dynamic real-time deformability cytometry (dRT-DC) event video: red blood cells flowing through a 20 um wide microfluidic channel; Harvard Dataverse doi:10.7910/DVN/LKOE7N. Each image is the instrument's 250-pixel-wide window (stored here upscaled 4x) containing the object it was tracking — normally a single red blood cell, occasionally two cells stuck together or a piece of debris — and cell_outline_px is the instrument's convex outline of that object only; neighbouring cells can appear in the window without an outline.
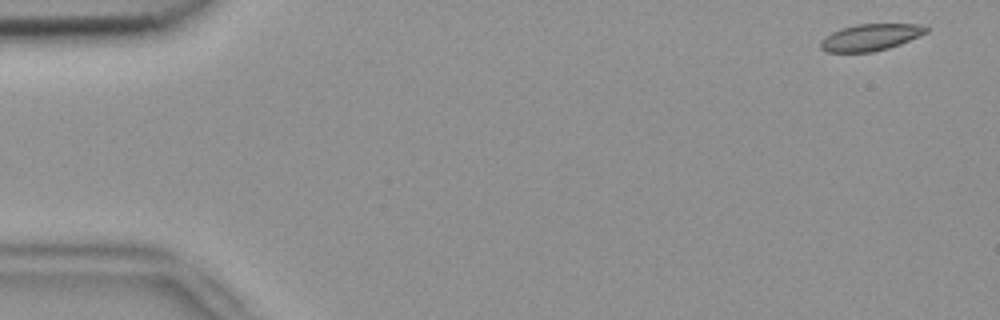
{"species": "common noctule bat (a hibernating species)", "species_latin": "Nyctalus noctula", "temperature_condition": "room temperature", "stored_images_in_passage": 6, "camera_frame_rate_fps": 3000, "um_per_image_px": 0.085, "animal": {"sex": "female", "body_mass_g": 18.4}, "frame": {"image": 1, "passage_image": 1, "time_ms": 0.0, "image_size_px": [1000, 320], "cell_outline_px": [[928, 32], [900, 44], [888, 48], [872, 52], [828, 52], [820, 48], [820, 40], [824, 36], [840, 28], [856, 24], [920, 24], [928, 28]], "centroid_in_image_um": [73.96, 3.17], "position_along_channel_um": 11.0, "area_um2": 16.47}}
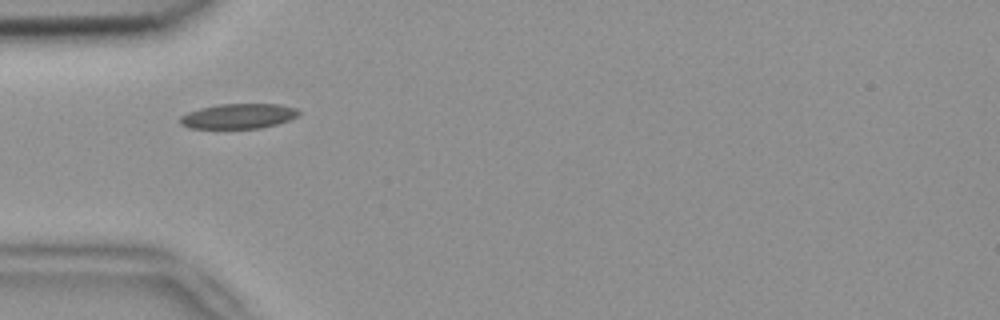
{"frame": {"image": 2, "passage_image": 5, "time_ms": 1.333, "image_size_px": [1000, 320], "cell_outline_px": [[300, 112], [296, 116], [288, 120], [276, 124], [260, 128], [188, 128], [180, 124], [180, 116], [188, 112], [200, 108], [220, 104], [280, 104], [296, 108]], "centroid_in_image_um": [20.24, 9.87], "position_along_channel_um": 64.8, "area_um2": 17.17}}